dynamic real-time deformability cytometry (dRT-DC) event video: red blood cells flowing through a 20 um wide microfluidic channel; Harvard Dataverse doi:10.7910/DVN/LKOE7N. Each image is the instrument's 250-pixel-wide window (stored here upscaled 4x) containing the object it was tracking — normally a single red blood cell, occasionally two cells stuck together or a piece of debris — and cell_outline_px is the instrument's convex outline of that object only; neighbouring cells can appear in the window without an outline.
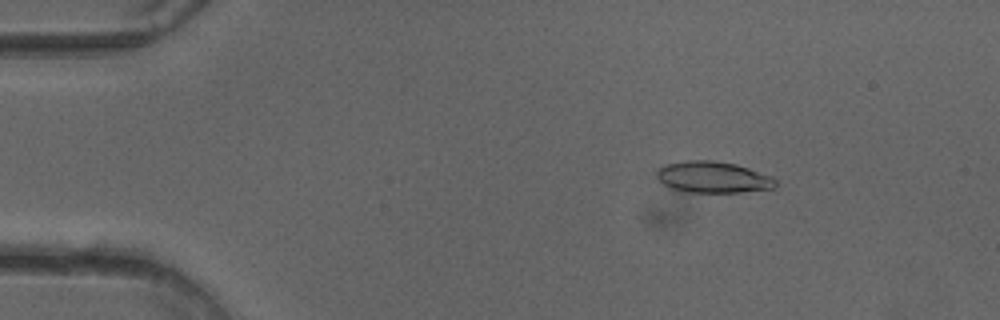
{"species": "common noctule bat (a hibernating species)", "species_latin": "Nyctalus noctula", "temperature_condition": "cold", "stored_images_in_passage": 49, "camera_frame_rate_fps": 3000, "um_per_image_px": 0.085, "animal": {"sex": "female"}, "frame": {"image": 1, "passage_image": 6, "time_ms": 1.667, "image_size_px": [1000, 320], "cell_outline_px": [[776, 188], [740, 192], [692, 192], [672, 188], [664, 184], [656, 176], [656, 172], [660, 168], [668, 164], [688, 160], [712, 160], [736, 164], [772, 176], [776, 180]], "centroid_in_image_um": [60.65, 15.06], "position_along_channel_um": 24.4, "area_um2": 21.5}}
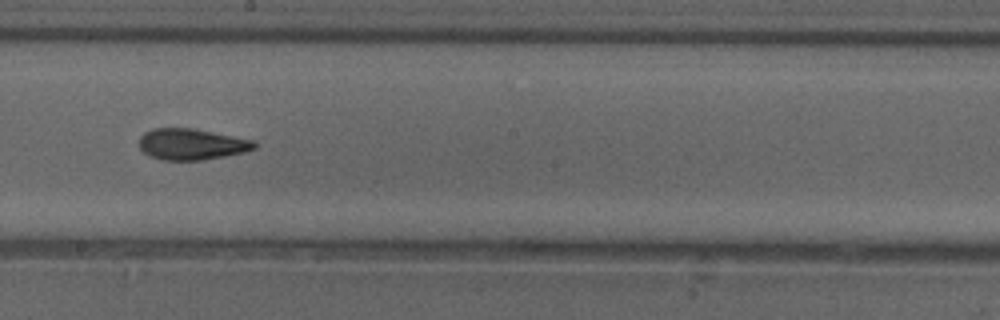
{"frame": {"image": 2, "passage_image": 27, "time_ms": 8.667, "image_size_px": [1000, 320], "cell_outline_px": [[260, 144], [256, 148], [244, 152], [224, 156], [200, 160], [160, 160], [148, 156], [140, 148], [140, 136], [144, 132], [152, 128], [196, 128], [252, 140]], "centroid_in_image_um": [16.28, 12.25], "position_along_channel_um": 231.9, "area_um2": 21.1}}
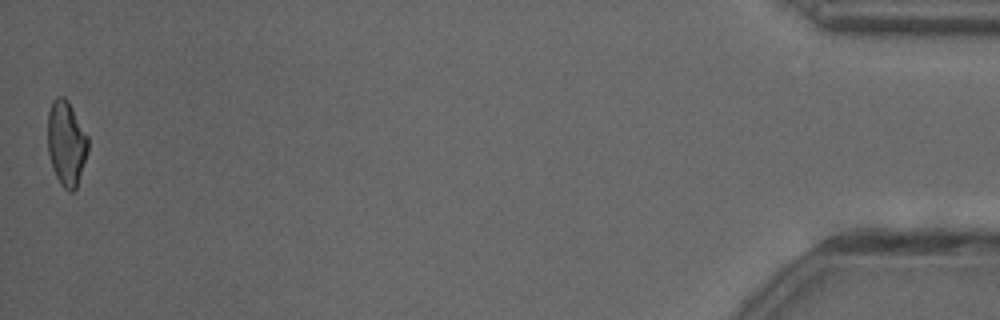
{"frame": {"image": 3, "passage_image": 49, "time_ms": 16.0, "image_size_px": [1000, 320], "cell_outline_px": [[88, 152], [76, 188], [72, 192], [68, 192], [60, 184], [52, 168], [48, 152], [48, 112], [52, 100], [56, 96], [64, 96], [68, 100], [88, 136]], "centroid_in_image_um": [5.63, 12.17], "position_along_channel_um": 429.6, "area_um2": 20.11}, "authors_computed_cell_mechanics": {"area_um2": 21.1548, "velocity_mm_per_s": 4.0437, "shape_relaxation_time_tau1_ms": 4.378, "shape_relaxation_time_tau2_ms": 2.2312, "deformation_change_tau1": 0.1787, "deformation_change_tau2": 0.107}}